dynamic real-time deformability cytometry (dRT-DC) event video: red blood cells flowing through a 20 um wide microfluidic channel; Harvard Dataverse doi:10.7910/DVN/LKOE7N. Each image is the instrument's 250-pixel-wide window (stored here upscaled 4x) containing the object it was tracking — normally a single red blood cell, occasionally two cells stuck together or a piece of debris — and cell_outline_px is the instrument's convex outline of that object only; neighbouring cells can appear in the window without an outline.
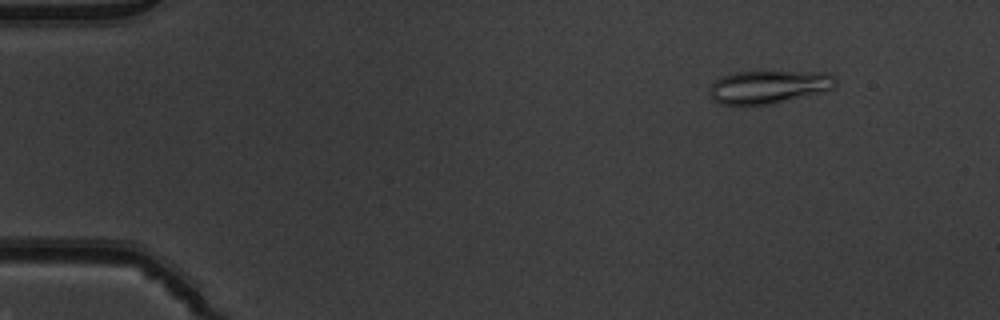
{"species": "common noctule bat (a hibernating species)", "species_latin": "Nyctalus noctula", "temperature_condition": "warm", "stored_images_in_passage": 46, "camera_frame_rate_fps": 3000, "um_per_image_px": 0.085, "animal": {"sex": "male", "body_mass_g": 19.5, "forearm_length_mm": 54.6}, "frame": {"image": 1, "passage_image": 1, "time_ms": 0.0, "image_size_px": [1000, 320], "cell_outline_px": [[836, 88], [824, 92], [772, 104], [720, 104], [708, 92], [712, 84], [720, 76], [736, 72], [828, 72], [836, 80]], "centroid_in_image_um": [65.39, 7.38], "position_along_channel_um": 19.6, "area_um2": 24.22}}
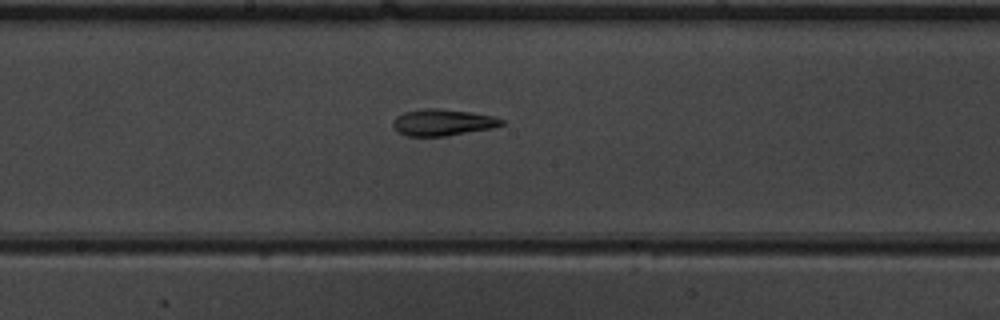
{"frame": {"image": 2, "passage_image": 23, "time_ms": 7.333, "image_size_px": [1000, 320], "cell_outline_px": [[504, 124], [492, 128], [448, 136], [404, 136], [392, 124], [396, 116], [404, 112], [420, 108], [440, 108], [472, 112], [492, 116], [504, 120]], "centroid_in_image_um": [37.63, 10.4], "position_along_channel_um": 210.6, "area_um2": 16.88}}
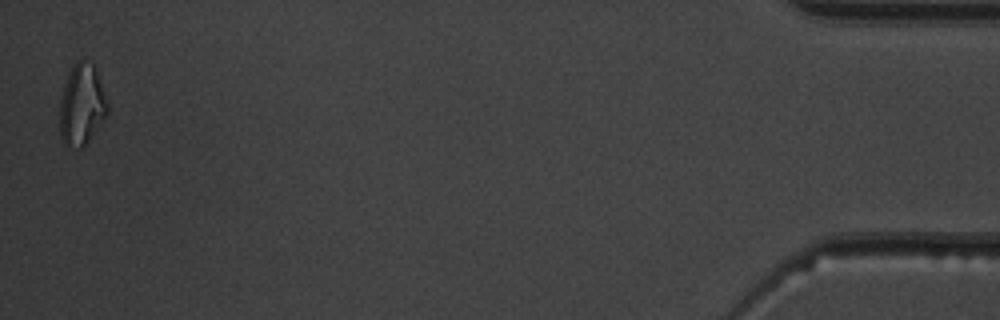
{"frame": {"image": 3, "passage_image": 46, "time_ms": 15.0, "image_size_px": [1000, 320], "cell_outline_px": [[108, 112], [100, 124], [88, 140], [80, 148], [64, 148], [60, 136], [60, 100], [68, 72], [76, 60], [84, 60], [96, 64], [108, 104]], "centroid_in_image_um": [6.94, 8.88], "position_along_channel_um": 428.3, "area_um2": 22.89}, "authors_computed_cell_mechanics": {"area_um2": 17.6001, "velocity_mm_per_s": 3.9723, "shape_relaxation_time_tau1_ms": null, "shape_relaxation_time_tau2_ms": 3.7172, "deformation_change_tau1": null, "deformation_change_tau2": 0.1341}}